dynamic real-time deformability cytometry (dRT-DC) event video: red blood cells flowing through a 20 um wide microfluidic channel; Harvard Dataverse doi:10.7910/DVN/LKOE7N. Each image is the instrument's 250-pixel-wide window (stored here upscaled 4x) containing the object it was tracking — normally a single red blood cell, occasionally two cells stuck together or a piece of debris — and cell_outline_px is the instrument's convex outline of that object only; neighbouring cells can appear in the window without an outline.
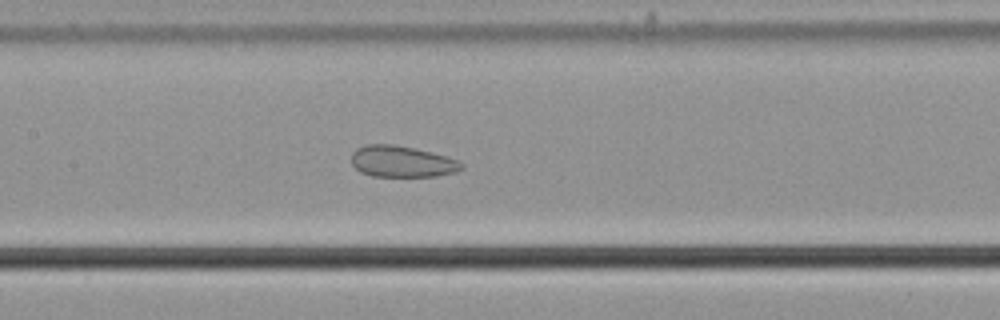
{"species": "common noctule bat (a hibernating species)", "species_latin": "Nyctalus noctula", "temperature_condition": "cold", "stored_images_in_passage": 47, "camera_frame_rate_fps": 3000, "um_per_image_px": 0.085, "animal": {"sex": "male", "body_mass_g": 21.5, "forearm_length_mm": 52.0}, "frame": {"image": 1, "passage_image": 27, "time_ms": 8.667, "image_size_px": [1000, 320], "cell_outline_px": [[464, 168], [456, 172], [436, 176], [372, 176], [360, 172], [352, 164], [352, 152], [356, 148], [368, 144], [392, 144], [432, 152], [456, 160], [464, 164]], "centroid_in_image_um": [34.15, 13.73], "position_along_channel_um": 173.2, "area_um2": 20.0}}
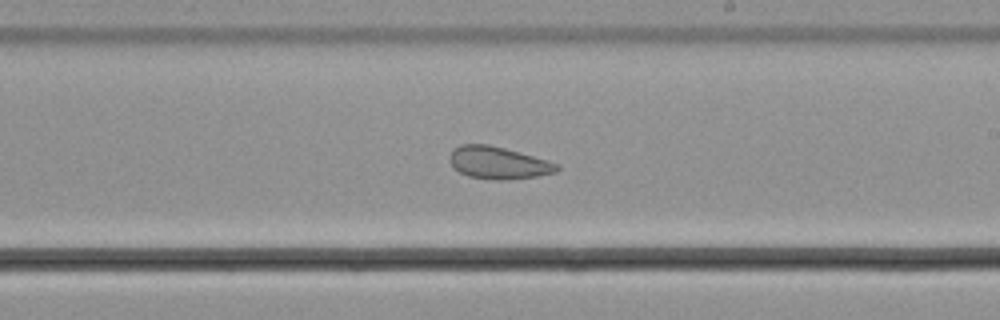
{"frame": {"image": 2, "passage_image": 33, "time_ms": 10.667, "image_size_px": [1000, 320], "cell_outline_px": [[560, 168], [556, 172], [536, 176], [508, 180], [496, 180], [468, 176], [452, 168], [448, 160], [448, 156], [460, 144], [488, 144], [504, 148], [548, 160], [560, 164]], "centroid_in_image_um": [42.34, 13.84], "position_along_channel_um": 246.7, "area_um2": 20.29}}
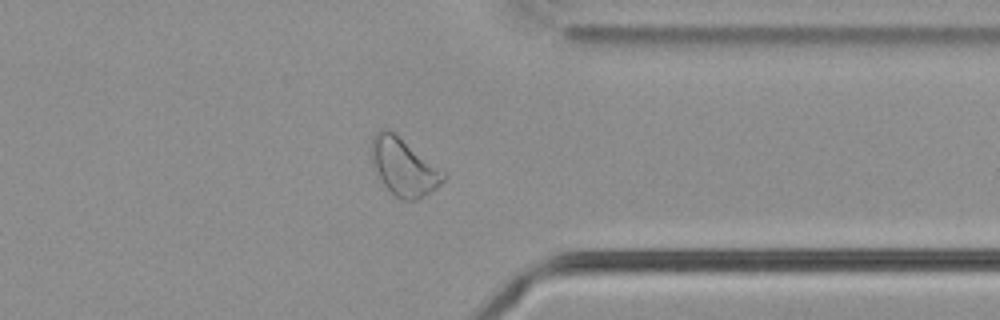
{"frame": {"image": 3, "passage_image": 44, "time_ms": 14.333, "image_size_px": [1000, 320], "cell_outline_px": [[448, 176], [436, 188], [424, 196], [416, 200], [400, 200], [384, 184], [372, 160], [372, 136], [376, 132], [384, 128], [388, 128], [444, 172]], "centroid_in_image_um": [34.33, 14.19], "position_along_channel_um": 377.1, "area_um2": 23.29}}